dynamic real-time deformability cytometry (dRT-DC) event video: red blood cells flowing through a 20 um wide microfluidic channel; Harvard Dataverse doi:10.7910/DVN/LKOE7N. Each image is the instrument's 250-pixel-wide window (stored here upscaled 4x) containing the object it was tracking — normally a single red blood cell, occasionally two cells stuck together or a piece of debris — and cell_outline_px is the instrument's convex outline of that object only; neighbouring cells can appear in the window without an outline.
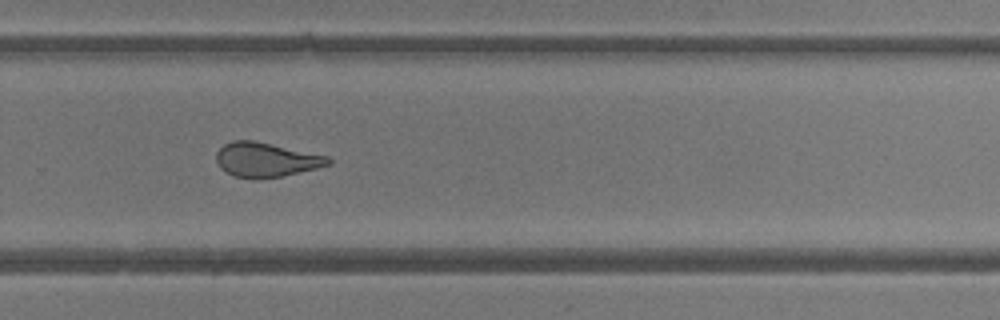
{"species": "common noctule bat (a hibernating species)", "species_latin": "Nyctalus noctula", "temperature_condition": "room temperature", "stored_images_in_passage": 36, "camera_frame_rate_fps": 3000, "um_per_image_px": 0.085, "animal": {"sex": "female"}, "frame": {"image": 1, "passage_image": 21, "time_ms": 6.667, "image_size_px": [1000, 320], "cell_outline_px": [[332, 164], [316, 168], [280, 176], [232, 176], [220, 168], [216, 160], [216, 152], [224, 144], [232, 140], [252, 140], [328, 156], [332, 160]], "centroid_in_image_um": [22.6, 13.54], "position_along_channel_um": 307.2, "area_um2": 21.79}, "authors_computed_cell_mechanics": {"area_um2": 23.2934, "velocity_mm_per_s": 4.2203, "shape_relaxation_time_tau1_ms": null, "shape_relaxation_time_tau2_ms": 1.6185, "deformation_change_tau1": null, "deformation_change_tau2": 0.0973}}